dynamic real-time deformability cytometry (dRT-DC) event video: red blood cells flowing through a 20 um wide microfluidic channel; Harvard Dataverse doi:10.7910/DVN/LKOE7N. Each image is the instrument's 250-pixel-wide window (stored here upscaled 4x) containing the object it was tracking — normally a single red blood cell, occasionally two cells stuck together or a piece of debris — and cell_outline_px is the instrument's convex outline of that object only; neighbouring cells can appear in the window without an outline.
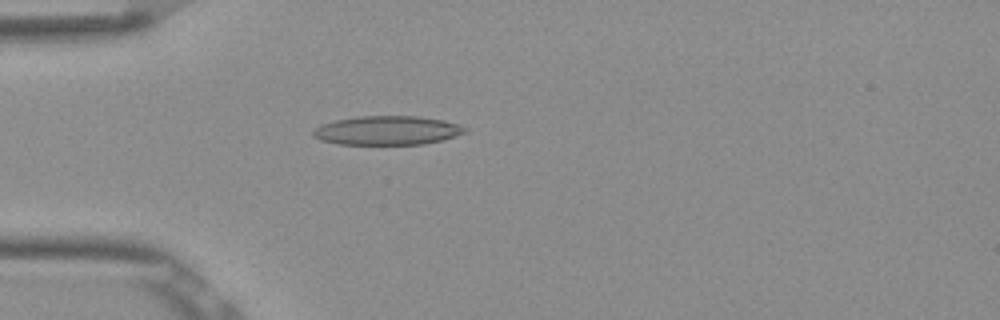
{"species": "Egyptian fruit bat (a non-hibernating species)", "species_latin": "Rousettus aegyptiacus", "temperature_condition": "room temperature", "stored_images_in_passage": 43, "camera_frame_rate_fps": 3000, "um_per_image_px": 0.085, "frame": {"image": 1, "passage_image": 6, "time_ms": 1.667, "image_size_px": [1000, 320], "cell_outline_px": [[468, 132], [440, 140], [424, 144], [340, 144], [320, 140], [312, 136], [312, 132], [320, 124], [336, 120], [356, 116], [416, 116], [444, 120], [468, 128]], "centroid_in_image_um": [32.89, 11.08], "position_along_channel_um": 52.1, "area_um2": 25.61}}
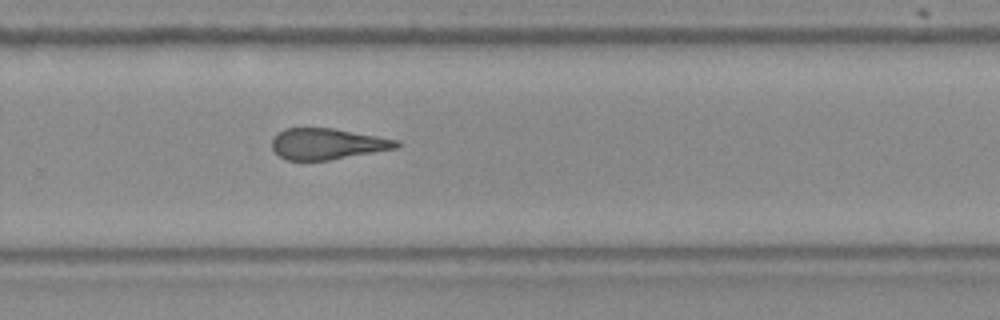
{"frame": {"image": 2, "passage_image": 26, "time_ms": 8.333, "image_size_px": [1000, 320], "cell_outline_px": [[404, 144], [400, 148], [328, 160], [288, 160], [280, 156], [272, 148], [272, 136], [276, 132], [284, 128], [332, 128], [400, 140]], "centroid_in_image_um": [27.86, 12.22], "position_along_channel_um": 301.9, "area_um2": 22.77}}
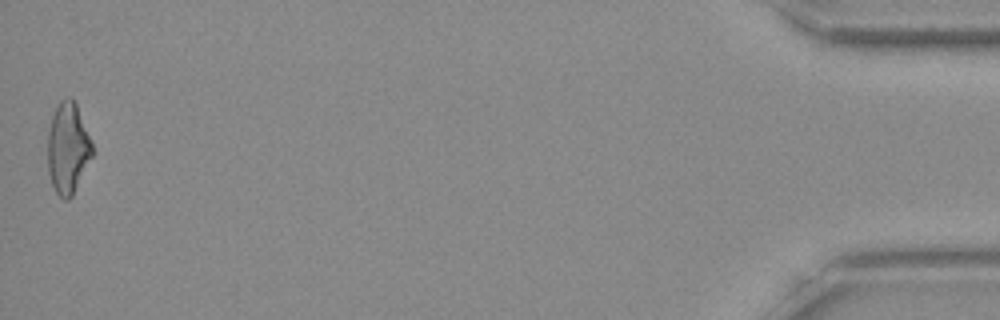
{"frame": {"image": 3, "passage_image": 43, "time_ms": 14.0, "image_size_px": [1000, 320], "cell_outline_px": [[96, 152], [72, 196], [68, 200], [64, 200], [56, 192], [52, 184], [48, 172], [48, 132], [52, 116], [56, 104], [60, 100], [68, 96], [72, 96], [76, 104], [92, 140]], "centroid_in_image_um": [5.8, 12.58], "position_along_channel_um": 429.4, "area_um2": 24.22}, "authors_computed_cell_mechanics": {"area_um2": 23.5824, "velocity_mm_per_s": 3.9007, "shape_relaxation_time_tau1_ms": null, "shape_relaxation_time_tau2_ms": 3.428, "deformation_change_tau1": null, "deformation_change_tau2": 0.142}}